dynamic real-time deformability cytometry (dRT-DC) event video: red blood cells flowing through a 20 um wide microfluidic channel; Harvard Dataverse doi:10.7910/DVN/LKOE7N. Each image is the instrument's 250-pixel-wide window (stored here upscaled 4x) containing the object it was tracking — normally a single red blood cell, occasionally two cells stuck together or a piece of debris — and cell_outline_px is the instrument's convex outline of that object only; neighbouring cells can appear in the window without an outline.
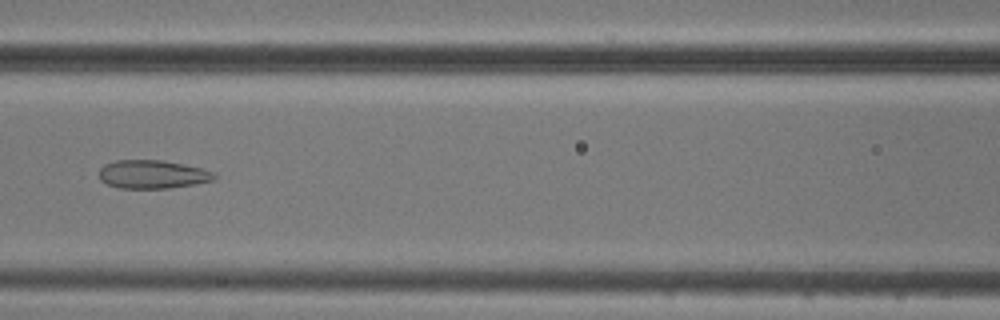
{"species": "common noctule bat (a hibernating species)", "species_latin": "Nyctalus noctula", "temperature_condition": "cold", "stored_images_in_passage": 3, "camera_frame_rate_fps": 3000, "um_per_image_px": 0.085, "animal": {"sex": "male", "body_mass_g": 20.5, "forearm_length_mm": 52.5}, "frame": {"image": 1, "passage_image": 3, "time_ms": 2.333, "image_size_px": [1000, 320], "cell_outline_px": [[216, 180], [196, 184], [168, 188], [120, 188], [108, 184], [100, 180], [100, 168], [104, 164], [116, 160], [160, 160], [184, 164], [216, 172]], "centroid_in_image_um": [13.0, 14.82], "position_along_channel_um": 153.6, "area_um2": 19.13}}